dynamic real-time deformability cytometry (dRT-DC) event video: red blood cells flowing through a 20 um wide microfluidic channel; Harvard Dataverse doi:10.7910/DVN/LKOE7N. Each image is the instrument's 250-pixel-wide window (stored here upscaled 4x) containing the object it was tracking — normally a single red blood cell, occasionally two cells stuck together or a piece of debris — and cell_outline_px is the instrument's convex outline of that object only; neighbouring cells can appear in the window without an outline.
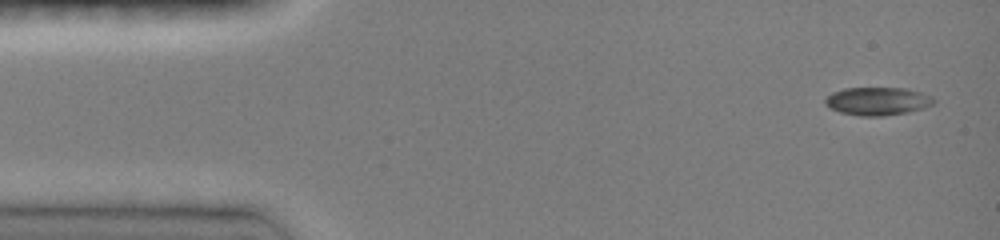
{"species": "common noctule bat (a hibernating species)", "species_latin": "Nyctalus noctula", "temperature_condition": "room temperature", "stored_images_in_passage": 12, "camera_frame_rate_fps": 3000, "um_per_image_px": 0.085, "animal": {"sex": "female", "body_mass_g": 19.0, "forearm_length_mm": 51.5}, "frame": {"image": 1, "passage_image": 1, "time_ms": 0.0, "image_size_px": [1000, 240], "cell_outline_px": [[936, 100], [932, 104], [924, 108], [908, 112], [884, 116], [860, 116], [840, 112], [824, 104], [824, 100], [832, 92], [844, 88], [908, 88], [932, 96]], "centroid_in_image_um": [74.6, 8.6], "position_along_channel_um": 10.4, "area_um2": 17.8}}
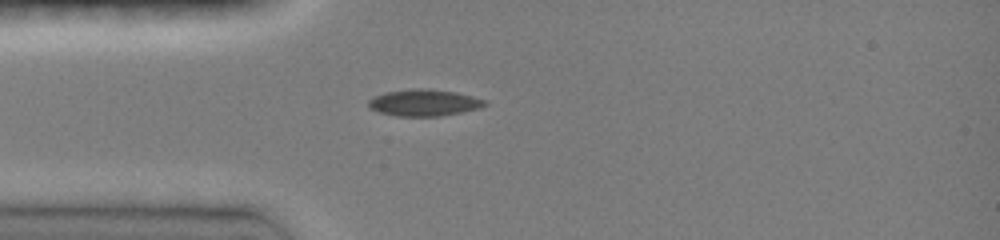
{"frame": {"image": 2, "passage_image": 7, "time_ms": 2.0, "image_size_px": [1000, 240], "cell_outline_px": [[488, 104], [480, 108], [440, 116], [396, 116], [380, 112], [368, 108], [368, 100], [372, 96], [384, 92], [416, 88], [428, 88], [456, 92], [488, 100]], "centroid_in_image_um": [36.03, 8.72], "position_along_channel_um": 49.0, "area_um2": 18.26}}